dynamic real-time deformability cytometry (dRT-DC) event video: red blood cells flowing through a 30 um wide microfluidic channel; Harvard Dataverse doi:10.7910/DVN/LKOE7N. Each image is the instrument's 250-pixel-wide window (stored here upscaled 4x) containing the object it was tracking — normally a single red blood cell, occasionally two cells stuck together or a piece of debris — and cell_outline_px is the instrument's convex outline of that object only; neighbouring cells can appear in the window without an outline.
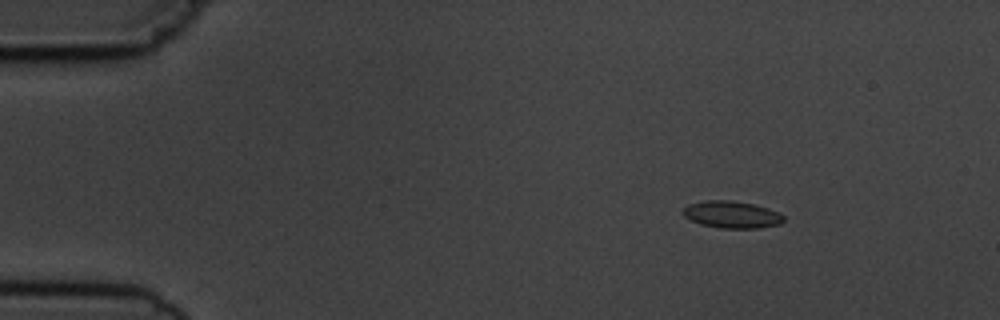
{"species": "common noctule bat (a hibernating species)", "species_latin": "Nyctalus noctula", "temperature_condition": "cold", "stored_images_in_passage": 7, "camera_frame_rate_fps": 3000, "um_per_image_px": 0.085, "animal": {"sex": "male", "body_mass_g": 19.5, "forearm_length_mm": 54.6}, "frame": {"image": 1, "passage_image": 3, "time_ms": 2.333, "image_size_px": [1000, 320], "cell_outline_px": [[784, 220], [780, 224], [760, 228], [720, 228], [700, 224], [684, 216], [680, 212], [688, 204], [704, 200], [728, 200], [756, 204], [768, 208], [784, 216]], "centroid_in_image_um": [62.18, 18.23], "position_along_channel_um": 22.8, "area_um2": 15.95}}
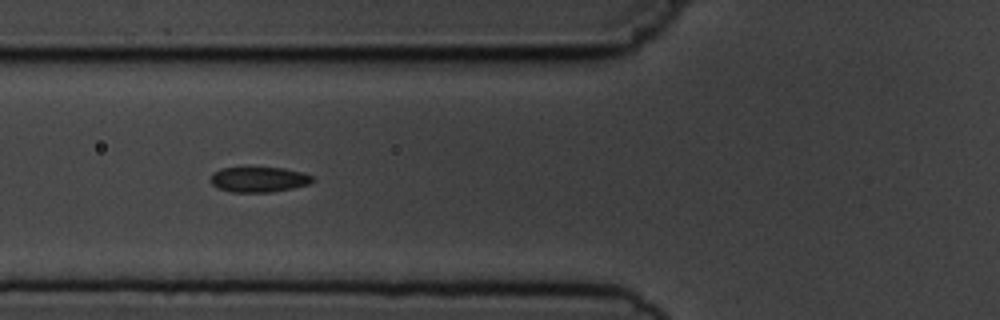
{"frame": {"image": 2, "passage_image": 6, "time_ms": 6.667, "image_size_px": [1000, 320], "cell_outline_px": [[316, 180], [308, 184], [292, 188], [272, 192], [232, 192], [216, 188], [212, 184], [212, 176], [216, 172], [224, 168], [284, 168], [304, 172], [312, 176]], "centroid_in_image_um": [22.06, 15.26], "position_along_channel_um": 103.7, "area_um2": 14.85}}
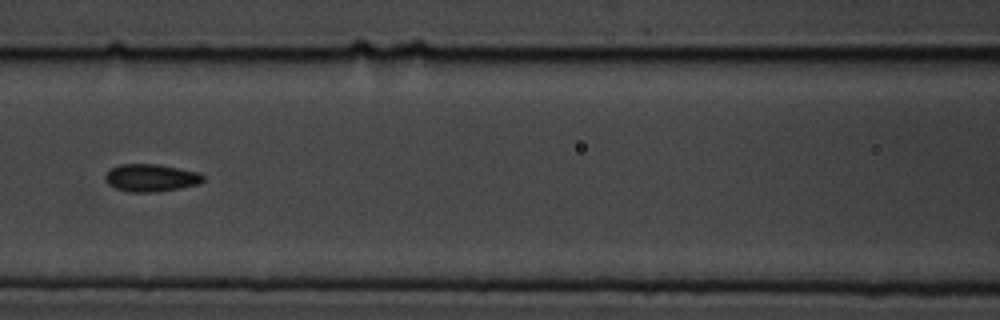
{"frame": {"image": 3, "passage_image": 7, "time_ms": 8.0, "image_size_px": [1000, 320], "cell_outline_px": [[204, 180], [200, 184], [180, 188], [156, 192], [128, 192], [116, 188], [108, 184], [104, 180], [104, 176], [112, 168], [120, 164], [156, 164], [180, 168], [200, 172], [204, 176]], "centroid_in_image_um": [12.85, 15.12], "position_along_channel_um": 153.7, "area_um2": 15.84}}